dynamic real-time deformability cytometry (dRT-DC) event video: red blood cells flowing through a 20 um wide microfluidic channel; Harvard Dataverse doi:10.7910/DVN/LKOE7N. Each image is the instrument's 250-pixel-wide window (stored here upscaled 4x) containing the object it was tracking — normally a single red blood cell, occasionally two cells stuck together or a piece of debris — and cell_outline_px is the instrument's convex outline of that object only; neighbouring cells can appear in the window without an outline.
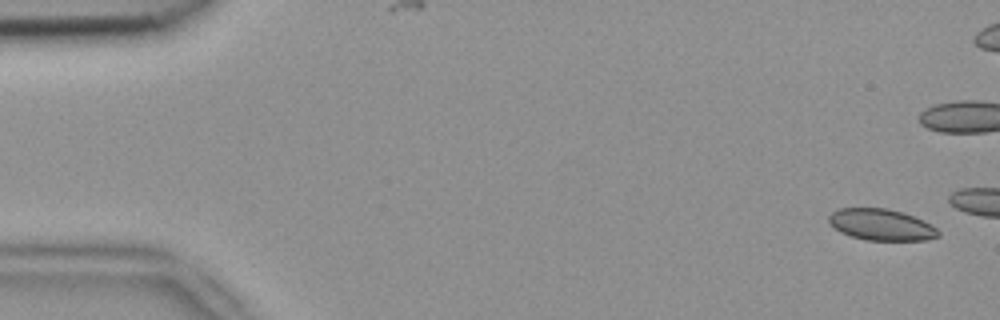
{"species": "common noctule bat (a hibernating species)", "species_latin": "Nyctalus noctula", "temperature_condition": "room temperature", "stored_images_in_passage": 4, "camera_frame_rate_fps": 3000, "um_per_image_px": 0.085, "animal": {"sex": "female", "body_mass_g": 18.4}, "frame": {"image": 1, "passage_image": 1, "time_ms": 0.0, "image_size_px": [1000, 320], "cell_outline_px": [[940, 236], [928, 240], [864, 240], [840, 232], [828, 220], [828, 216], [832, 212], [840, 208], [888, 208], [904, 212], [924, 220], [932, 224], [940, 232]], "centroid_in_image_um": [74.96, 19.09], "position_along_channel_um": 10.0, "area_um2": 20.17}}